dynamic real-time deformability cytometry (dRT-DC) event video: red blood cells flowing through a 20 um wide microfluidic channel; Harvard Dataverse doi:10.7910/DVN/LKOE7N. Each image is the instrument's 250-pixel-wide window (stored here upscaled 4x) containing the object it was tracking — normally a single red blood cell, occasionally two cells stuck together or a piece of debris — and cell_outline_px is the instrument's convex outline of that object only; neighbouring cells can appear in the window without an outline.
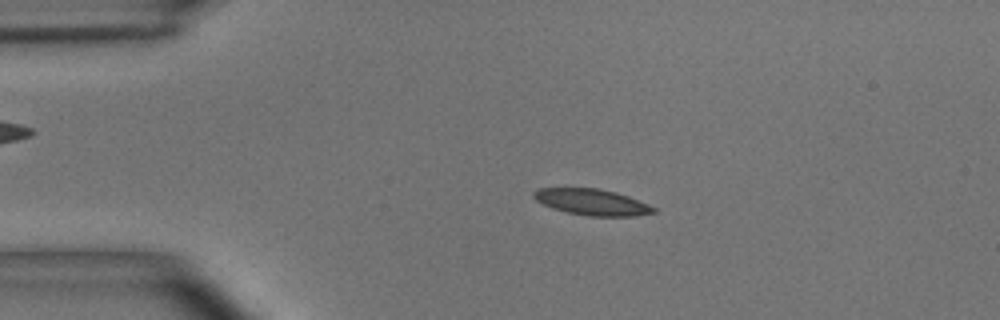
{"species": "common noctule bat (a hibernating species)", "species_latin": "Nyctalus noctula", "temperature_condition": "room temperature", "stored_images_in_passage": 48, "camera_frame_rate_fps": 3000, "um_per_image_px": 0.085, "animal": {"sex": "male", "body_mass_g": 15.6}, "frame": {"image": 1, "passage_image": 5, "time_ms": 1.333, "image_size_px": [1000, 320], "cell_outline_px": [[656, 212], [636, 216], [588, 216], [568, 212], [552, 208], [536, 200], [532, 196], [532, 192], [540, 188], [600, 188], [616, 192], [628, 196], [648, 204], [656, 208]], "centroid_in_image_um": [50.33, 17.17], "position_along_channel_um": 34.7, "area_um2": 18.26}}
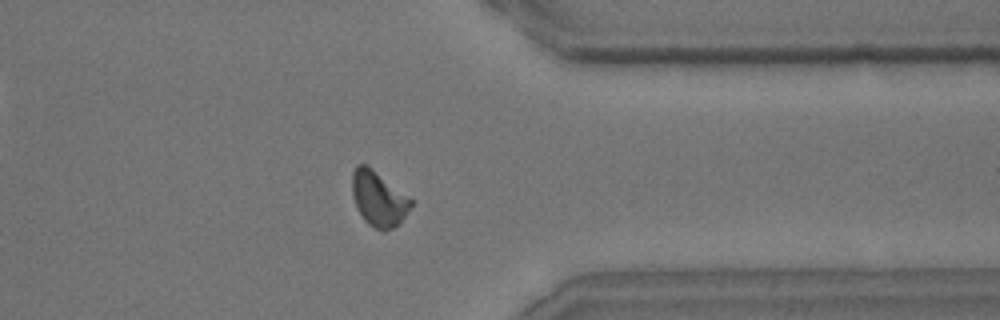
{"frame": {"image": 2, "passage_image": 37, "time_ms": 12.0, "image_size_px": [1000, 320], "cell_outline_px": [[412, 204], [400, 224], [384, 232], [368, 224], [364, 220], [356, 208], [352, 196], [352, 172], [356, 164], [364, 164], [412, 200]], "centroid_in_image_um": [32.13, 16.94], "position_along_channel_um": 379.3, "area_um2": 18.44}}
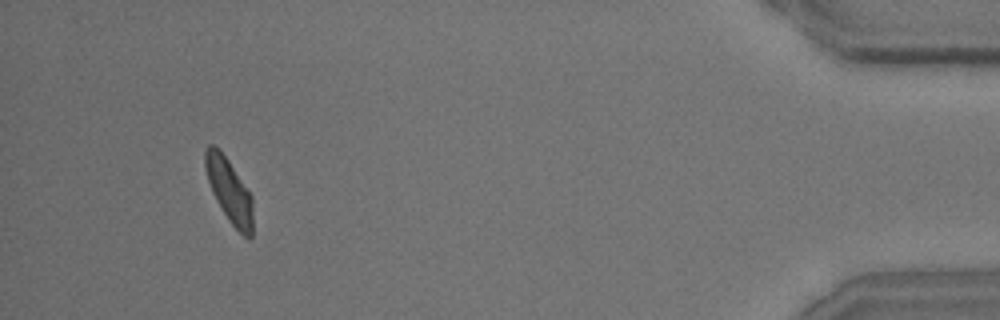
{"frame": {"image": 3, "passage_image": 45, "time_ms": 14.667, "image_size_px": [1000, 320], "cell_outline_px": [[252, 236], [244, 236], [228, 220], [212, 192], [204, 168], [204, 152], [208, 144], [212, 144], [228, 160], [252, 196]], "centroid_in_image_um": [19.46, 16.18], "position_along_channel_um": 415.7, "area_um2": 17.34}, "authors_computed_cell_mechanics": {"area_um2": 18.2937, "velocity_mm_per_s": 3.6421, "shape_relaxation_time_tau1_ms": 4.7222, "shape_relaxation_time_tau2_ms": 2.7212, "deformation_change_tau1": 0.1295, "deformation_change_tau2": 0.0892}}